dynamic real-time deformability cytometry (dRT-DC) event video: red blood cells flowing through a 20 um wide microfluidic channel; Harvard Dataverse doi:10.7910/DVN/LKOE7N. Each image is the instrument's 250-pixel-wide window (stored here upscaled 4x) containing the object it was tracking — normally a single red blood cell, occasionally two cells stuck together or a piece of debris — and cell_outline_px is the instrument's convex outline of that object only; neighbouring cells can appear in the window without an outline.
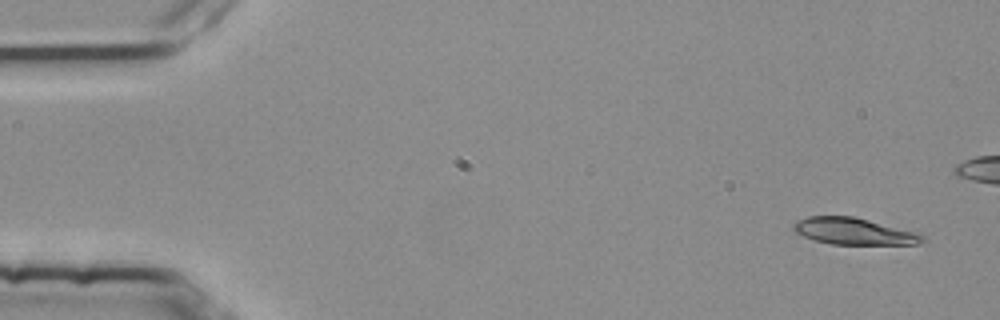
{"species": "common noctule bat (a hibernating species)", "species_latin": "Nyctalus noctula", "temperature_condition": "room temperature", "stored_images_in_passage": 5, "camera_frame_rate_fps": 3000, "um_per_image_px": 0.085, "animal": {"sex": "female", "body_mass_g": 25.1}, "frame": {"image": 1, "passage_image": 1, "time_ms": 0.0, "image_size_px": [1000, 320], "cell_outline_px": [[928, 240], [916, 244], [832, 244], [816, 240], [804, 236], [796, 232], [792, 228], [792, 224], [808, 216], [852, 216], [920, 232]], "centroid_in_image_um": [72.65, 19.66], "position_along_channel_um": 12.4, "area_um2": 20.06}}